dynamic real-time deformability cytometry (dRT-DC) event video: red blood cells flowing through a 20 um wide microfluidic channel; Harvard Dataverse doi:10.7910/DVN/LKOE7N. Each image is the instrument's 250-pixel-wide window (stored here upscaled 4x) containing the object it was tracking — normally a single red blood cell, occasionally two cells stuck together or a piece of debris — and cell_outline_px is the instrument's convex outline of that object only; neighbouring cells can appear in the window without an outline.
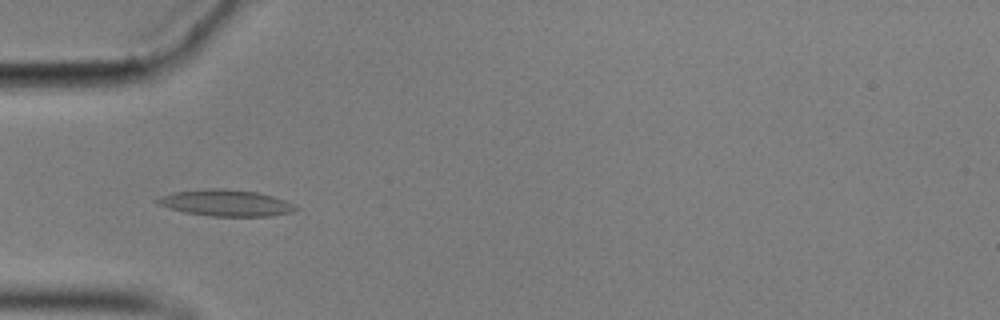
{"species": "common noctule bat (a hibernating species)", "species_latin": "Nyctalus noctula", "temperature_condition": "cold", "stored_images_in_passage": 38, "camera_frame_rate_fps": 3000, "um_per_image_px": 0.085, "animal": {"sex": "male", "body_mass_g": 17.9}, "frame": {"image": 1, "passage_image": 7, "time_ms": 2.0, "image_size_px": [1000, 320], "cell_outline_px": [[300, 208], [292, 212], [272, 216], [208, 216], [184, 212], [168, 208], [156, 204], [152, 200], [160, 196], [176, 192], [204, 188], [220, 188], [256, 192], [272, 196], [296, 204]], "centroid_in_image_um": [19.17, 17.25], "position_along_channel_um": 65.8, "area_um2": 21.5}}
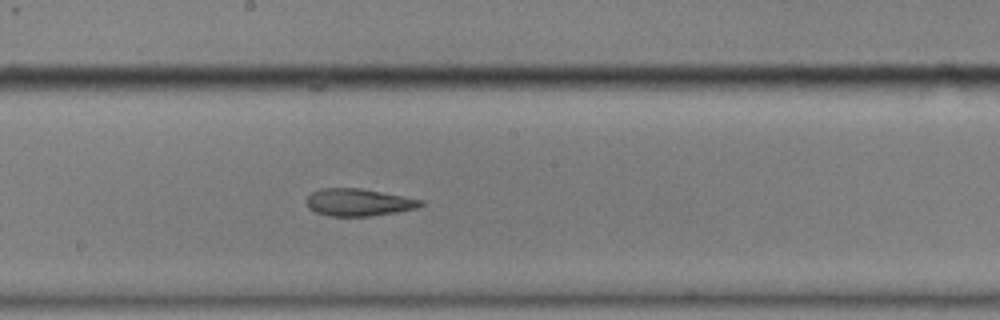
{"frame": {"image": 2, "passage_image": 20, "time_ms": 6.333, "image_size_px": [1000, 320], "cell_outline_px": [[424, 204], [416, 208], [396, 212], [372, 216], [328, 216], [316, 212], [308, 208], [304, 200], [312, 192], [320, 188], [360, 188], [424, 200]], "centroid_in_image_um": [30.44, 17.2], "position_along_channel_um": 217.8, "area_um2": 18.26}}
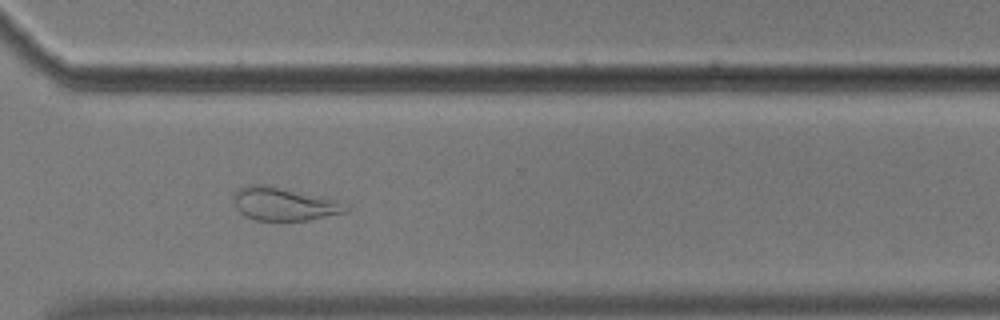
{"frame": {"image": 3, "passage_image": 31, "time_ms": 10.0, "image_size_px": [1000, 320], "cell_outline_px": [[348, 212], [308, 220], [256, 220], [244, 216], [236, 208], [232, 196], [240, 188], [248, 184], [264, 184], [336, 200], [348, 208]], "centroid_in_image_um": [24.08, 17.34], "position_along_channel_um": 346.5, "area_um2": 21.39}, "authors_computed_cell_mechanics": {"area_um2": 19.1896, "velocity_mm_per_s": 3.5163, "shape_relaxation_time_tau1_ms": null, "shape_relaxation_time_tau2_ms": 3.7919, "deformation_change_tau1": null, "deformation_change_tau2": 0.1335}}